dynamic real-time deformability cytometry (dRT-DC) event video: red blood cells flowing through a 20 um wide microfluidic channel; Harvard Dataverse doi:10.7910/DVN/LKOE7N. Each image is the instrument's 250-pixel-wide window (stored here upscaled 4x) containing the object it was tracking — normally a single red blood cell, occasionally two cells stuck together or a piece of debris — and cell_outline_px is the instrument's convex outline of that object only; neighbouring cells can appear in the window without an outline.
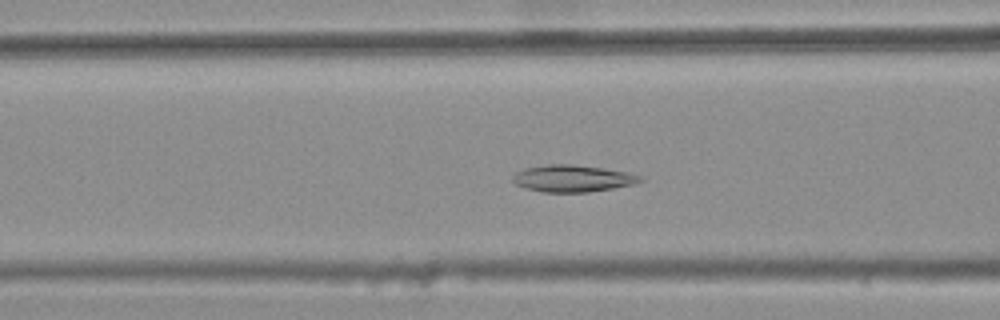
{"species": "common noctule bat (a hibernating species)", "species_latin": "Nyctalus noctula", "temperature_condition": "warm", "stored_images_in_passage": 37, "camera_frame_rate_fps": 3000, "um_per_image_px": 0.085, "animal": {"sex": "female", "body_mass_g": 25.1}, "frame": {"image": 1, "passage_image": 13, "time_ms": 4.0, "image_size_px": [1000, 320], "cell_outline_px": [[644, 180], [632, 184], [612, 188], [588, 192], [540, 192], [524, 188], [516, 184], [512, 180], [512, 176], [516, 172], [524, 168], [548, 164], [572, 164], [628, 172], [644, 176]], "centroid_in_image_um": [48.65, 15.17], "position_along_channel_um": 118.0, "area_um2": 20.0}}
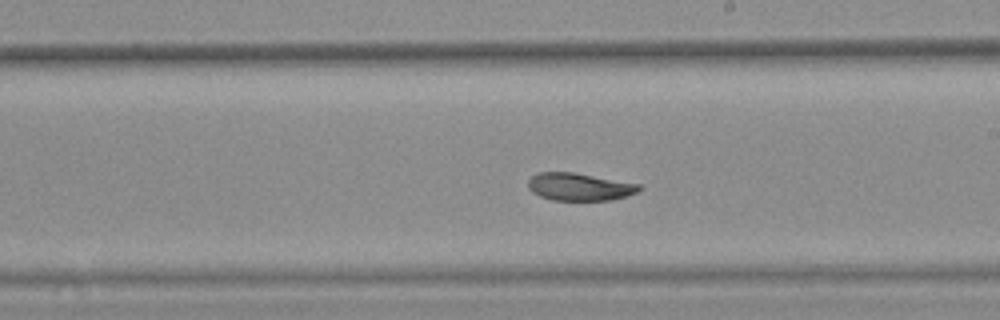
{"frame": {"image": 2, "passage_image": 23, "time_ms": 7.333, "image_size_px": [1000, 320], "cell_outline_px": [[644, 188], [640, 192], [608, 200], [552, 200], [540, 196], [532, 192], [528, 188], [528, 180], [532, 176], [540, 172], [576, 172], [640, 184]], "centroid_in_image_um": [49.28, 15.87], "position_along_channel_um": 239.7, "area_um2": 17.98}}
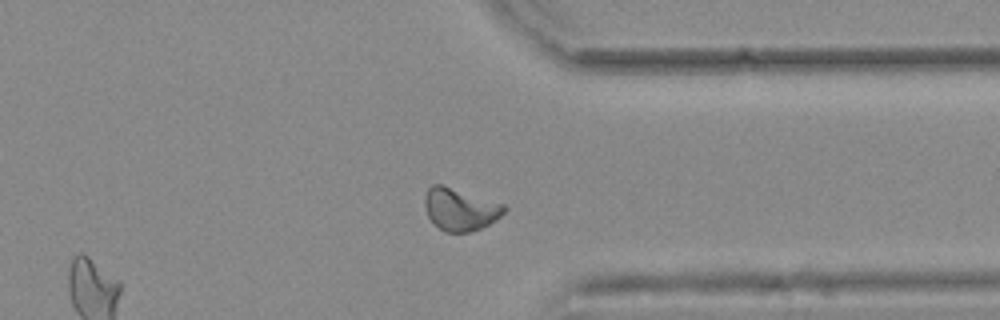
{"frame": {"image": 3, "passage_image": 34, "time_ms": 11.0, "image_size_px": [1000, 320], "cell_outline_px": [[508, 208], [496, 220], [480, 228], [468, 232], [444, 232], [428, 216], [424, 208], [424, 196], [428, 188], [432, 184], [440, 184], [504, 204]], "centroid_in_image_um": [39.09, 17.78], "position_along_channel_um": 372.3, "area_um2": 19.42}, "authors_computed_cell_mechanics": {"area_um2": 19.074, "velocity_mm_per_s": 3.6602, "shape_relaxation_time_tau1_ms": 7.1031, "shape_relaxation_time_tau2_ms": 2.6222, "deformation_change_tau1": 0.1588, "deformation_change_tau2": 0.0521}}